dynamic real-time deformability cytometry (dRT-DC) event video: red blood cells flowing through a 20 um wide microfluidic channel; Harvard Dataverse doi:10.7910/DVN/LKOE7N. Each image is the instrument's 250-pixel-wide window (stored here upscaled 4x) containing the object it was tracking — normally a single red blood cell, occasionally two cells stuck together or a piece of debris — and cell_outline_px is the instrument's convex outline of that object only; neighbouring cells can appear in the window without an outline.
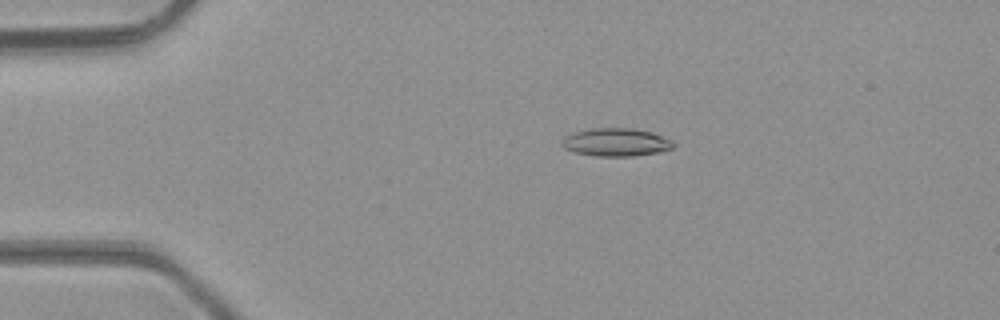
{"species": "common noctule bat (a hibernating species)", "species_latin": "Nyctalus noctula", "temperature_condition": "room temperature", "stored_images_in_passage": 44, "camera_frame_rate_fps": 3000, "um_per_image_px": 0.085, "animal": {"sex": "male", "body_mass_g": 23.1, "forearm_length_mm": 52.7}, "frame": {"image": 1, "passage_image": 6, "time_ms": 1.667, "image_size_px": [1000, 320], "cell_outline_px": [[676, 144], [672, 148], [660, 152], [632, 156], [596, 156], [576, 152], [564, 148], [560, 144], [560, 140], [564, 136], [576, 132], [592, 128], [628, 128], [652, 132], [672, 140]], "centroid_in_image_um": [52.35, 12.09], "position_along_channel_um": 32.6, "area_um2": 18.21}}
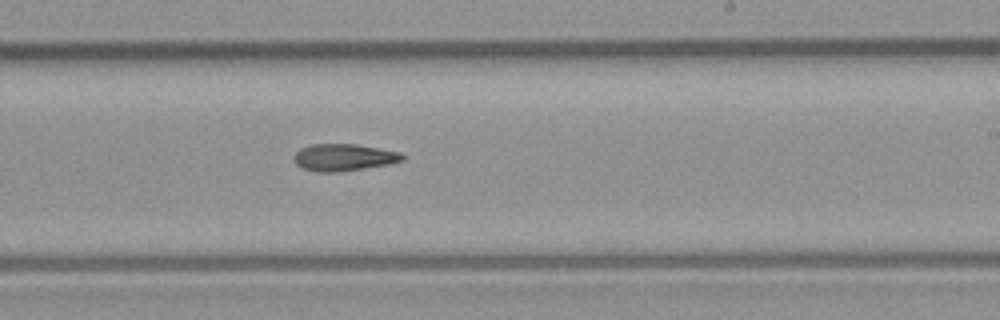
{"frame": {"image": 2, "passage_image": 25, "time_ms": 8.0, "image_size_px": [1000, 320], "cell_outline_px": [[404, 160], [388, 164], [340, 172], [316, 172], [304, 168], [296, 164], [292, 156], [300, 148], [312, 144], [356, 144], [400, 152], [404, 156]], "centroid_in_image_um": [29.19, 13.37], "position_along_channel_um": 259.8, "area_um2": 17.05}}
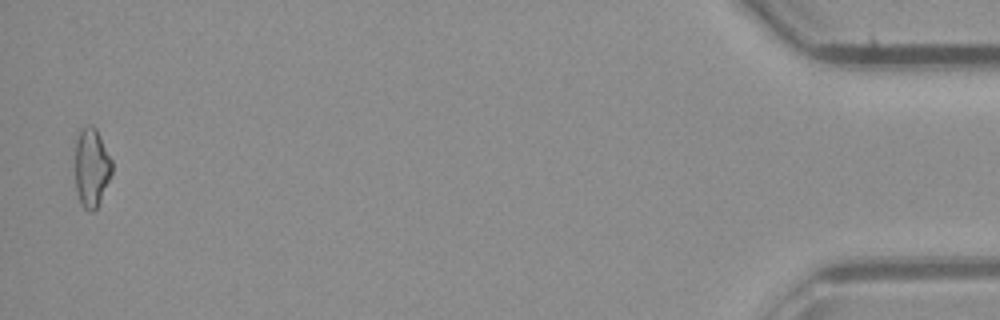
{"frame": {"image": 3, "passage_image": 43, "time_ms": 14.0, "image_size_px": [1000, 320], "cell_outline_px": [[112, 172], [100, 200], [96, 208], [92, 212], [84, 208], [76, 192], [76, 140], [80, 128], [88, 124], [92, 124], [96, 128], [112, 160]], "centroid_in_image_um": [7.78, 14.19], "position_along_channel_um": 427.4, "area_um2": 16.76}}